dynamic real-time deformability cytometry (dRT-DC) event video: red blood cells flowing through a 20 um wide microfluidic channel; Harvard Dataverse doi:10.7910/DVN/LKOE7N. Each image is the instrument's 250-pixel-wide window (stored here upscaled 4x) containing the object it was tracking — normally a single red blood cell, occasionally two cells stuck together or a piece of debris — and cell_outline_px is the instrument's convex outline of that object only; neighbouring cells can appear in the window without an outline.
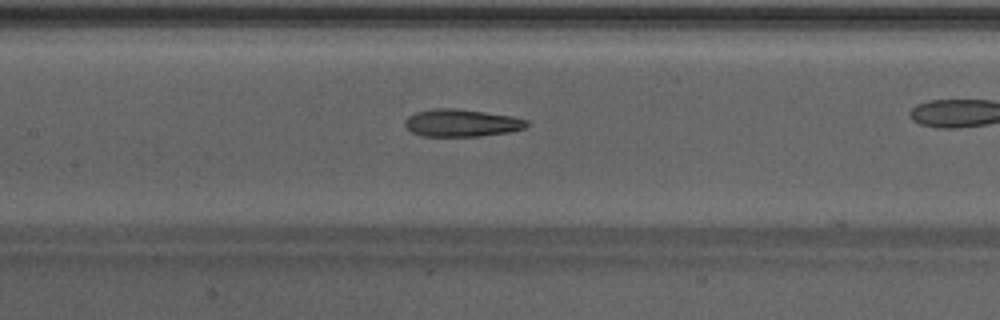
{"species": "Egyptian fruit bat (a non-hibernating species)", "species_latin": "Rousettus aegyptiacus", "temperature_condition": "warm", "stored_images_in_passage": 28, "camera_frame_rate_fps": 3000, "um_per_image_px": 0.085, "animal": {"sex": "male"}, "frame": {"image": 1, "passage_image": 13, "time_ms": 4.0, "image_size_px": [1000, 320], "cell_outline_px": [[528, 124], [524, 128], [508, 132], [480, 136], [420, 136], [412, 132], [404, 124], [404, 120], [408, 116], [416, 112], [432, 108], [456, 108], [512, 116], [528, 120]], "centroid_in_image_um": [39.2, 10.44], "position_along_channel_um": 168.2, "area_um2": 19.48}}
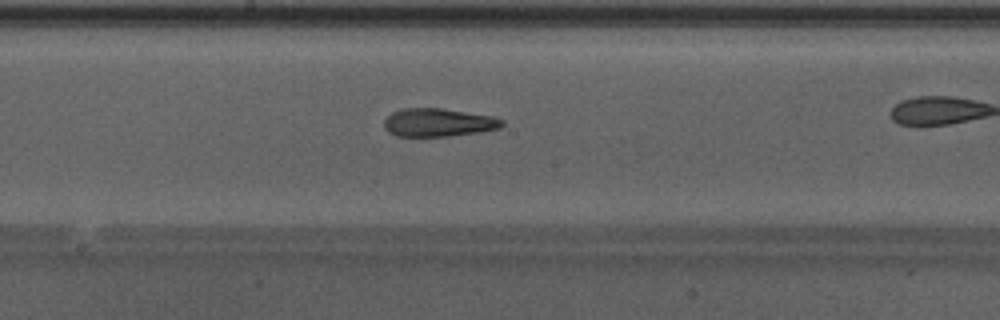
{"frame": {"image": 2, "passage_image": 16, "time_ms": 5.0, "image_size_px": [1000, 320], "cell_outline_px": [[504, 124], [500, 128], [480, 132], [448, 136], [396, 136], [388, 132], [384, 128], [384, 120], [392, 112], [404, 108], [444, 108], [492, 116], [504, 120]], "centroid_in_image_um": [37.26, 10.41], "position_along_channel_um": 210.9, "area_um2": 19.48}}